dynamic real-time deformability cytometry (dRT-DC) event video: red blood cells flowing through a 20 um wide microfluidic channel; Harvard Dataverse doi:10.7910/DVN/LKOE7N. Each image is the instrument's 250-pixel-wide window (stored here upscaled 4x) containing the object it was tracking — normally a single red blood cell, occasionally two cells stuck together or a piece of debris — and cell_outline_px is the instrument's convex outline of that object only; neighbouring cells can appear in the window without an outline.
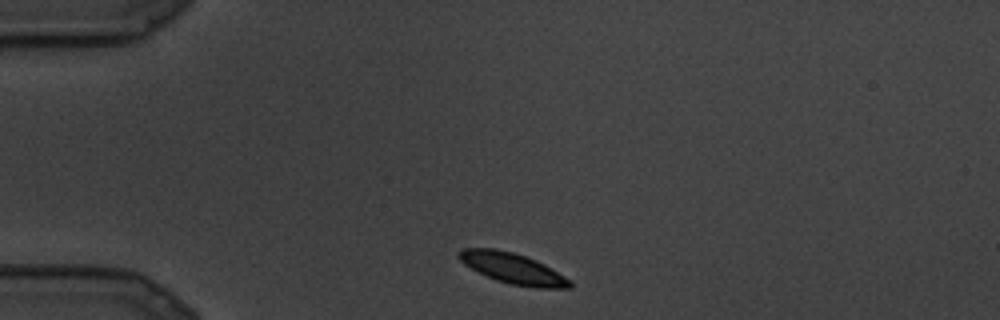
{"species": "common noctule bat (a hibernating species)", "species_latin": "Nyctalus noctula", "temperature_condition": "cold", "stored_images_in_passage": 4, "camera_frame_rate_fps": 3000, "um_per_image_px": 0.085, "animal": {"sex": "male", "body_mass_g": 19.5, "forearm_length_mm": 54.6}, "frame": {"image": 1, "passage_image": 1, "time_ms": 0.0, "image_size_px": [1000, 320], "cell_outline_px": [[572, 288], [536, 288], [512, 284], [496, 280], [464, 264], [456, 256], [456, 252], [464, 248], [496, 248], [512, 252], [536, 260], [544, 264], [572, 280]], "centroid_in_image_um": [43.59, 22.8], "position_along_channel_um": 41.4, "area_um2": 19.77}}
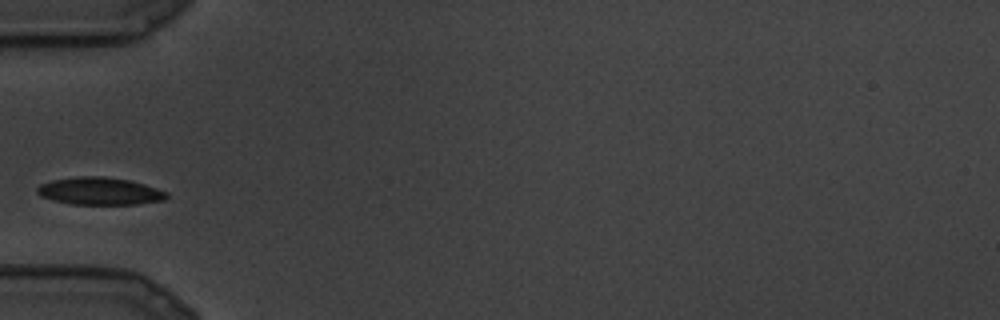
{"frame": {"image": 2, "passage_image": 3, "time_ms": 0.667, "image_size_px": [1000, 320], "cell_outline_px": [[168, 196], [164, 200], [136, 204], [72, 204], [52, 200], [40, 196], [36, 192], [36, 188], [40, 184], [52, 180], [76, 176], [104, 176], [128, 180], [144, 184], [168, 192]], "centroid_in_image_um": [8.45, 16.24], "position_along_channel_um": 76.6, "area_um2": 20.75}}